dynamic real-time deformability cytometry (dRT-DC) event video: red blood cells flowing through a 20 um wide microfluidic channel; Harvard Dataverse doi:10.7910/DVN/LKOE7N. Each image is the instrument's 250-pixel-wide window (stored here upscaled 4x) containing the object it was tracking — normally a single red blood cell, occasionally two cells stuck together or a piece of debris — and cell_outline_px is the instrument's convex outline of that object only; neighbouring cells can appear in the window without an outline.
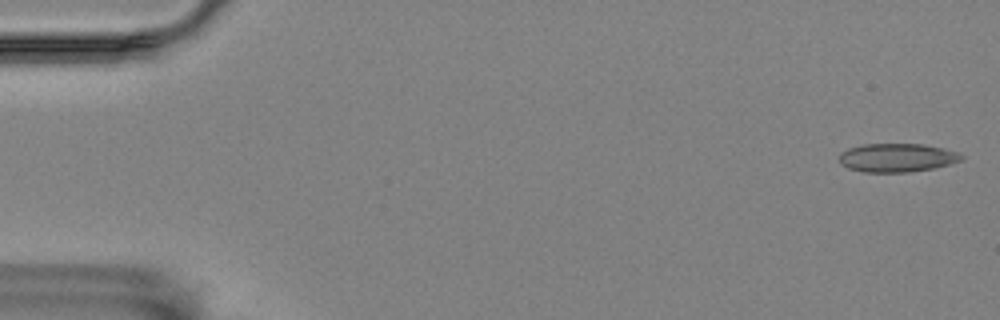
{"species": "Egyptian fruit bat (a non-hibernating species)", "species_latin": "Rousettus aegyptiacus", "temperature_condition": "room temperature", "stored_images_in_passage": 56, "camera_frame_rate_fps": 3000, "um_per_image_px": 0.085, "animal": {"sex": "female"}, "frame": {"image": 1, "passage_image": 1, "time_ms": 0.0, "image_size_px": [1000, 320], "cell_outline_px": [[964, 156], [960, 160], [948, 164], [932, 168], [912, 172], [860, 172], [848, 168], [840, 164], [840, 152], [848, 148], [864, 144], [920, 144], [944, 148], [960, 152]], "centroid_in_image_um": [76.22, 13.4], "position_along_channel_um": 8.8, "area_um2": 20.4}}
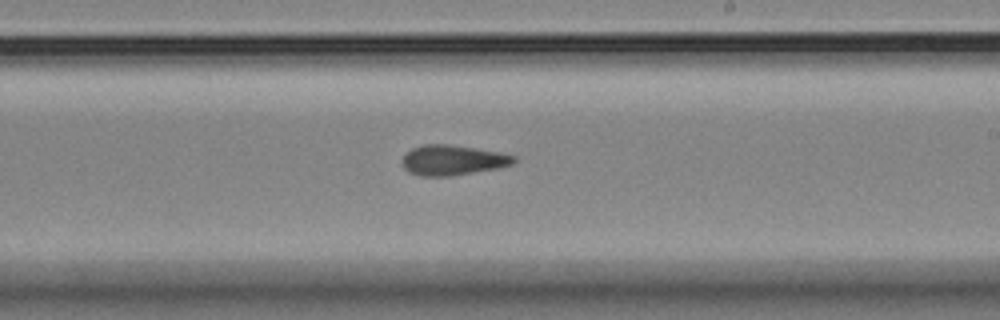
{"frame": {"image": 2, "passage_image": 33, "time_ms": 10.667, "image_size_px": [1000, 320], "cell_outline_px": [[516, 160], [512, 164], [500, 168], [452, 176], [420, 176], [408, 172], [404, 168], [400, 160], [412, 148], [424, 144], [448, 144], [500, 152], [516, 156]], "centroid_in_image_um": [38.47, 13.62], "position_along_channel_um": 250.5, "area_um2": 19.77}}
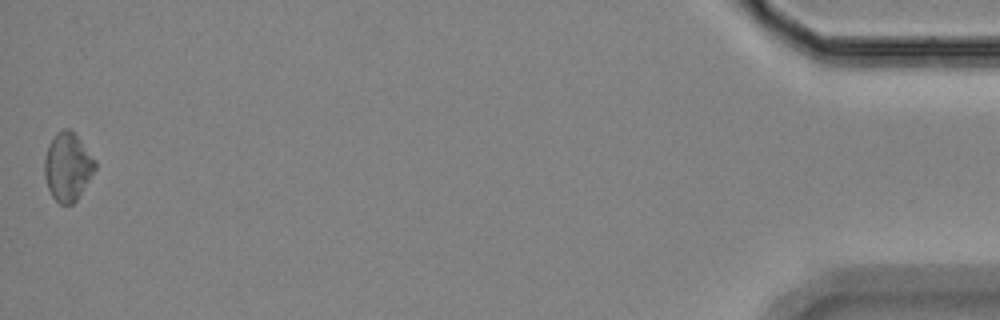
{"frame": {"image": 3, "passage_image": 56, "time_ms": 18.333, "image_size_px": [1000, 320], "cell_outline_px": [[96, 168], [76, 200], [72, 204], [60, 204], [52, 196], [48, 188], [44, 176], [44, 160], [48, 144], [56, 132], [64, 128], [68, 128], [80, 140], [96, 160]], "centroid_in_image_um": [5.73, 14.16], "position_along_channel_um": 429.5, "area_um2": 19.94}, "authors_computed_cell_mechanics": {"area_um2": 19.6231, "velocity_mm_per_s": 3.5037, "shape_relaxation_time_tau1_ms": null, "shape_relaxation_time_tau2_ms": 2.9146, "deformation_change_tau1": null, "deformation_change_tau2": 0.0965}}